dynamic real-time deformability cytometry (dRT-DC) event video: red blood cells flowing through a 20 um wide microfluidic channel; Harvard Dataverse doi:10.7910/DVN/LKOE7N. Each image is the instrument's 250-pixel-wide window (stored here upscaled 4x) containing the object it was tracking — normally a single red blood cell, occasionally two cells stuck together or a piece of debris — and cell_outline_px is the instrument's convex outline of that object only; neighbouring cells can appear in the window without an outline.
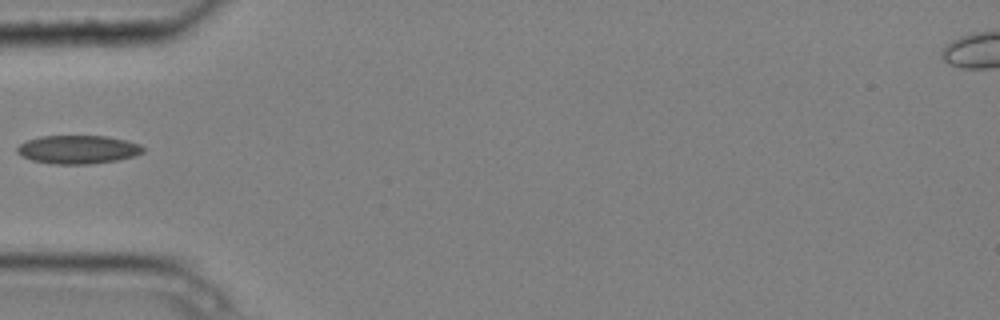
{"species": "common noctule bat (a hibernating species)", "species_latin": "Nyctalus noctula", "temperature_condition": "cold", "stored_images_in_passage": 6, "camera_frame_rate_fps": 3000, "um_per_image_px": 0.085, "animal": {"sex": "male", "body_mass_g": 20.4}, "frame": {"image": 1, "passage_image": 5, "time_ms": 1.333, "image_size_px": [1000, 320], "cell_outline_px": [[144, 152], [132, 156], [116, 160], [88, 164], [52, 164], [32, 160], [20, 156], [16, 152], [16, 148], [20, 144], [28, 140], [40, 136], [108, 136], [140, 144], [144, 148]], "centroid_in_image_um": [6.59, 12.71], "position_along_channel_um": 78.4, "area_um2": 20.81}}
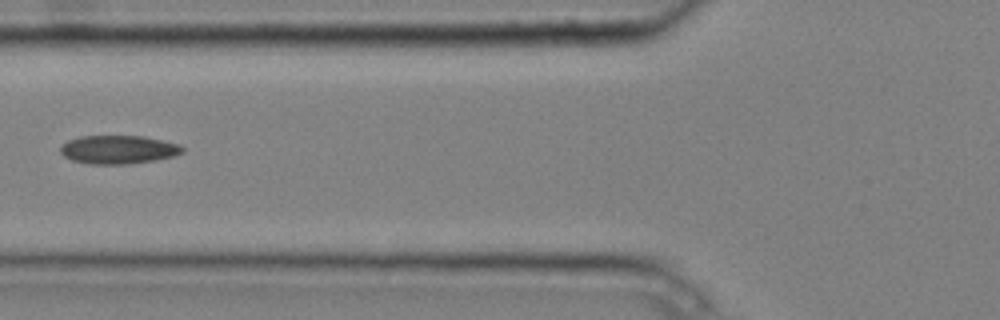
{"frame": {"image": 2, "passage_image": 6, "time_ms": 1.667, "image_size_px": [1000, 320], "cell_outline_px": [[184, 152], [172, 156], [156, 160], [128, 164], [88, 164], [72, 160], [64, 156], [60, 152], [60, 148], [68, 140], [80, 136], [144, 136], [180, 144], [184, 148]], "centroid_in_image_um": [10.07, 12.71], "position_along_channel_um": 115.7, "area_um2": 20.29}}